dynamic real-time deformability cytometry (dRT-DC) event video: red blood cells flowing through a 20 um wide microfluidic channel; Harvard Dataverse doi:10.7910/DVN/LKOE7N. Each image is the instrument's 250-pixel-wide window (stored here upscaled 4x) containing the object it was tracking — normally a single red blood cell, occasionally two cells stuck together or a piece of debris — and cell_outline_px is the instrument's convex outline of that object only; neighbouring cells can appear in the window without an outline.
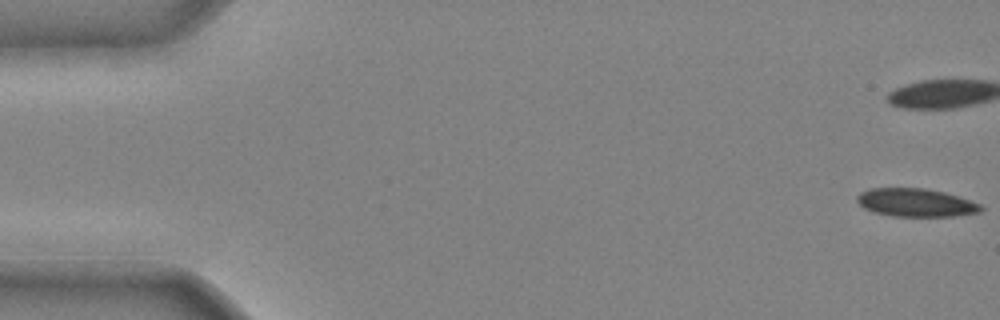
{"species": "common noctule bat (a hibernating species)", "species_latin": "Nyctalus noctula", "temperature_condition": "cold", "stored_images_in_passage": 35, "camera_frame_rate_fps": 3000, "um_per_image_px": 0.085, "animal": {"sex": "male", "body_mass_g": 20.4}, "frame": {"image": 1, "passage_image": 1, "time_ms": 0.0, "image_size_px": [1000, 320], "cell_outline_px": [[984, 208], [980, 212], [952, 216], [892, 216], [872, 212], [864, 208], [856, 200], [856, 196], [860, 192], [872, 188], [924, 188], [944, 192], [980, 204]], "centroid_in_image_um": [77.8, 17.22], "position_along_channel_um": 7.2, "area_um2": 20.23}}